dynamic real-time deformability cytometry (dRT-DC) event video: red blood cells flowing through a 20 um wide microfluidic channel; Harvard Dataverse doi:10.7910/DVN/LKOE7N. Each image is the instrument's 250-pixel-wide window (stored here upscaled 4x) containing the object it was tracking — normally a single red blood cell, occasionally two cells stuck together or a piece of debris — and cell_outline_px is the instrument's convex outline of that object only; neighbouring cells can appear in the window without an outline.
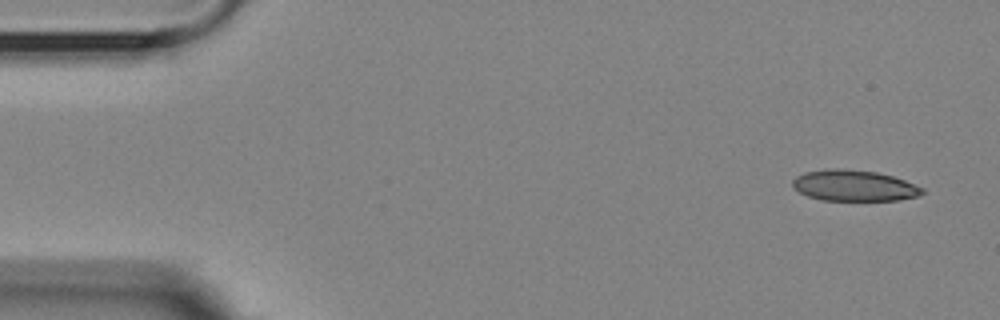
{"species": "Egyptian fruit bat (a non-hibernating species)", "species_latin": "Rousettus aegyptiacus", "temperature_condition": "room temperature", "stored_images_in_passage": 4, "camera_frame_rate_fps": 3000, "um_per_image_px": 0.085, "animal": {"sex": "female"}, "frame": {"image": 1, "passage_image": 1, "time_ms": 0.0, "image_size_px": [1000, 320], "cell_outline_px": [[924, 192], [920, 196], [900, 200], [824, 200], [808, 196], [792, 188], [792, 180], [796, 176], [804, 172], [828, 168], [836, 168], [876, 172], [892, 176], [904, 180], [924, 188]], "centroid_in_image_um": [72.59, 15.77], "position_along_channel_um": 12.4, "area_um2": 23.47}}